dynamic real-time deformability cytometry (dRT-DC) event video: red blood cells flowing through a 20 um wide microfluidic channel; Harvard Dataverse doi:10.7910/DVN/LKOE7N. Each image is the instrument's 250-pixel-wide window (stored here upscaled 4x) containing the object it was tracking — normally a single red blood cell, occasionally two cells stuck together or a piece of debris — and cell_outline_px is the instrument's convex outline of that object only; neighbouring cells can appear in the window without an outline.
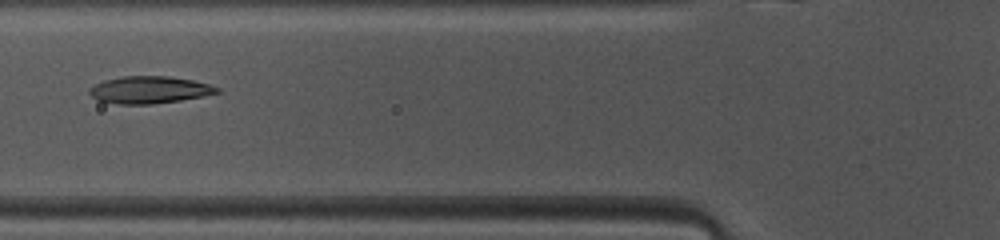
{"species": "common noctule bat (a hibernating species)", "species_latin": "Nyctalus noctula", "temperature_condition": "warm", "stored_images_in_passage": 34, "camera_frame_rate_fps": 3000, "um_per_image_px": 0.085, "animal": {"sex": "female", "body_mass_g": 10.0, "forearm_length_mm": 53.1}, "frame": {"image": 1, "passage_image": 4, "time_ms": 1.0, "image_size_px": [1000, 240], "cell_outline_px": [[220, 92], [180, 100], [152, 104], [120, 104], [100, 100], [92, 96], [88, 92], [96, 84], [104, 80], [124, 76], [168, 76], [192, 80], [208, 84], [220, 88]], "centroid_in_image_um": [12.71, 7.63], "position_along_channel_um": 113.1, "area_um2": 19.83}}
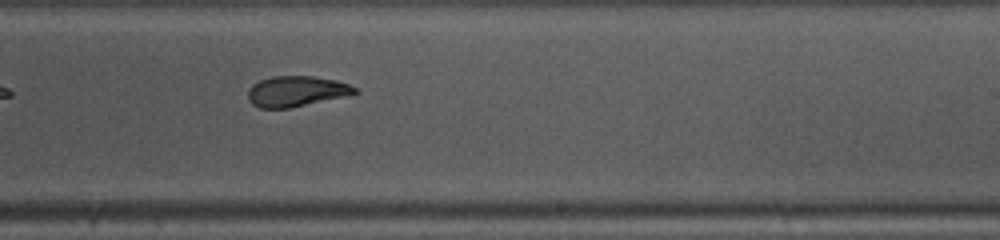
{"frame": {"image": 2, "passage_image": 15, "time_ms": 4.667, "image_size_px": [1000, 240], "cell_outline_px": [[360, 92], [352, 96], [288, 108], [260, 108], [252, 104], [248, 100], [248, 88], [252, 84], [260, 80], [272, 76], [312, 76], [336, 80], [348, 84], [356, 88]], "centroid_in_image_um": [25.23, 7.76], "position_along_channel_um": 263.8, "area_um2": 19.36}}
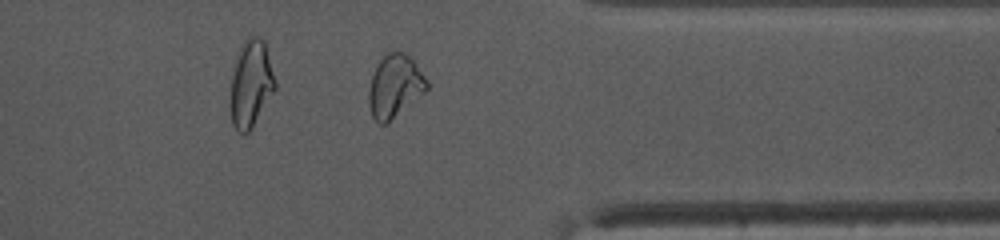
{"frame": {"image": 3, "passage_image": 24, "time_ms": 7.667, "image_size_px": [1000, 240], "cell_outline_px": [[428, 88], [424, 92], [384, 124], [380, 124], [372, 116], [368, 104], [368, 88], [372, 76], [380, 60], [388, 52], [396, 48], [404, 52], [412, 60], [428, 80]], "centroid_in_image_um": [33.54, 7.27], "position_along_channel_um": 377.9, "area_um2": 20.87}}